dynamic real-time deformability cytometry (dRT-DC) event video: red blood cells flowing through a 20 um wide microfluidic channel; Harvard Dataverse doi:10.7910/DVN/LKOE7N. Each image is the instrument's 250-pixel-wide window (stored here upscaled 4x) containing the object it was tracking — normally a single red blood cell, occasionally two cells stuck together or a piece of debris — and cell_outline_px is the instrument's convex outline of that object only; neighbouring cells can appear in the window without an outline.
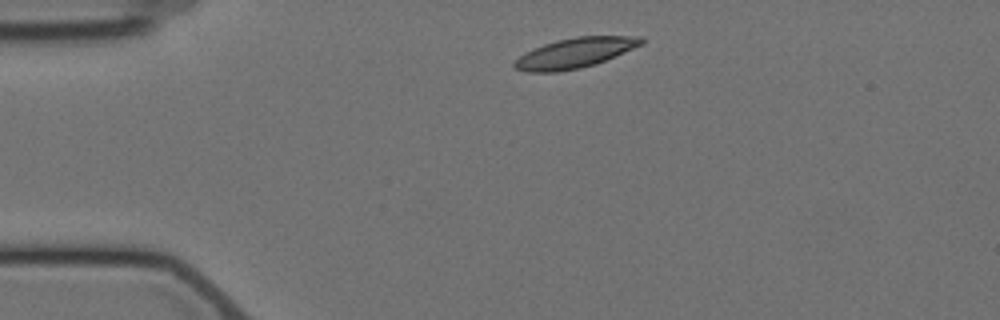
{"species": "Egyptian fruit bat (a non-hibernating species)", "species_latin": "Rousettus aegyptiacus", "temperature_condition": "cold", "stored_images_in_passage": 6, "camera_frame_rate_fps": 3000, "um_per_image_px": 0.085, "animal": {"sex": "female"}, "frame": {"image": 1, "passage_image": 1, "time_ms": 0.0, "image_size_px": [1000, 320], "cell_outline_px": [[644, 44], [596, 64], [580, 68], [556, 72], [524, 72], [516, 68], [512, 64], [524, 52], [532, 48], [556, 40], [576, 36], [644, 36]], "centroid_in_image_um": [48.88, 4.49], "position_along_channel_um": 36.1, "area_um2": 22.37}}
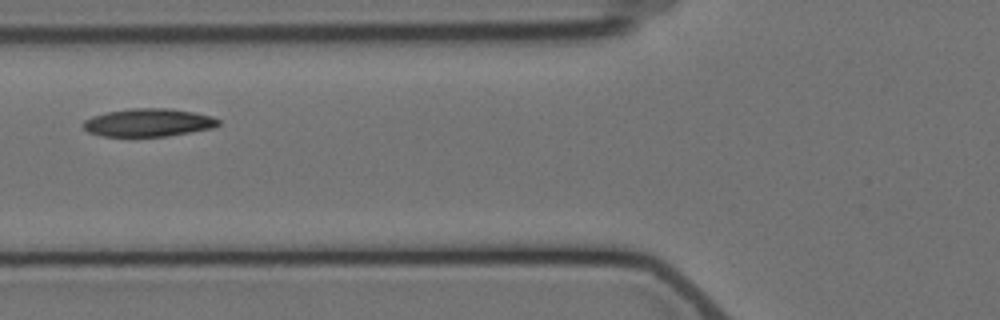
{"frame": {"image": 2, "passage_image": 4, "time_ms": 3.333, "image_size_px": [1000, 320], "cell_outline_px": [[220, 124], [212, 128], [168, 136], [100, 136], [88, 132], [84, 128], [84, 120], [92, 116], [108, 112], [128, 108], [168, 108], [192, 112], [212, 116], [220, 120]], "centroid_in_image_um": [12.61, 10.42], "position_along_channel_um": 113.2, "area_um2": 21.96}}
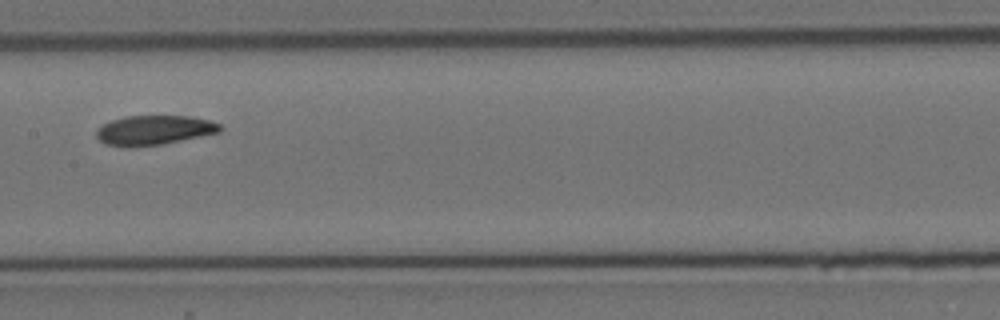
{"frame": {"image": 3, "passage_image": 6, "time_ms": 5.667, "image_size_px": [1000, 320], "cell_outline_px": [[224, 128], [220, 132], [160, 144], [132, 148], [128, 148], [104, 144], [96, 136], [96, 128], [112, 120], [124, 116], [188, 116], [208, 120], [220, 124]], "centroid_in_image_um": [13.05, 11.07], "position_along_channel_um": 194.3, "area_um2": 21.33}}